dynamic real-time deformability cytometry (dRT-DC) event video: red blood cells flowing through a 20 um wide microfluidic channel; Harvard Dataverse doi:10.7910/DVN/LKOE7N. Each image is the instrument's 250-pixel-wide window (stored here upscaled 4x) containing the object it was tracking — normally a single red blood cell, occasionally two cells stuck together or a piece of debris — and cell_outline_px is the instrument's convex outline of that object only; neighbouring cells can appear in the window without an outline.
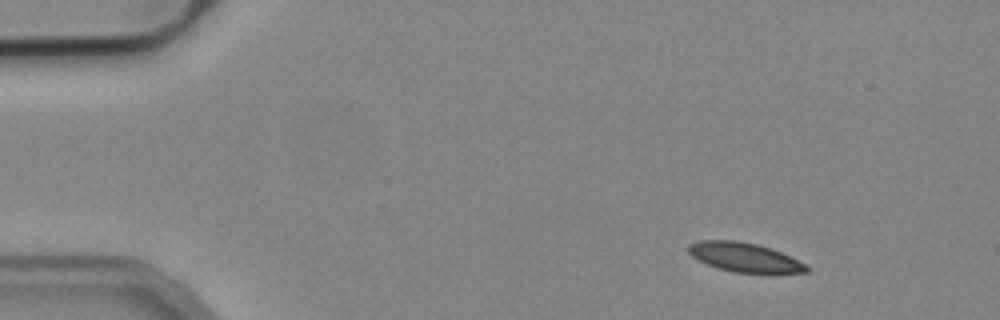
{"species": "common noctule bat (a hibernating species)", "species_latin": "Nyctalus noctula", "temperature_condition": "cold", "stored_images_in_passage": 53, "camera_frame_rate_fps": 3000, "um_per_image_px": 0.085, "animal": {"sex": "male", "body_mass_g": 19.2, "forearm_length_mm": 51.8}, "frame": {"image": 1, "passage_image": 6, "time_ms": 1.667, "image_size_px": [1000, 320], "cell_outline_px": [[812, 268], [808, 272], [732, 272], [708, 264], [692, 256], [688, 252], [688, 244], [700, 240], [736, 240], [756, 244], [772, 248]], "centroid_in_image_um": [63.25, 21.85], "position_along_channel_um": 21.8, "area_um2": 19.65}}
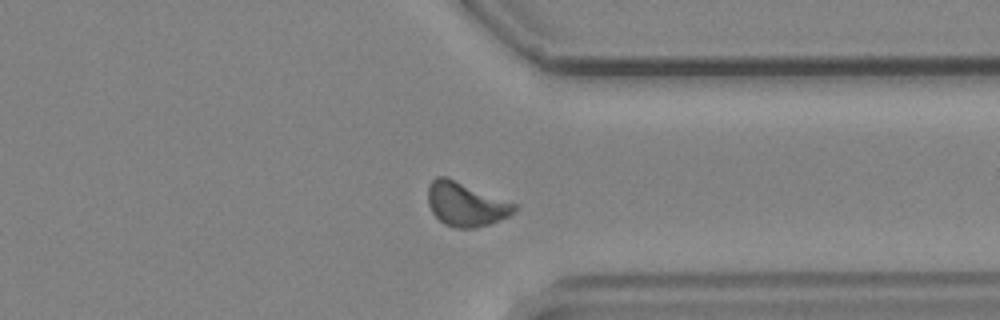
{"frame": {"image": 2, "passage_image": 41, "time_ms": 13.333, "image_size_px": [1000, 320], "cell_outline_px": [[516, 208], [508, 216], [488, 224], [476, 228], [456, 228], [444, 224], [432, 212], [428, 204], [428, 188], [432, 180], [436, 176], [444, 176], [516, 204]], "centroid_in_image_um": [39.55, 17.37], "position_along_channel_um": 371.9, "area_um2": 21.62}}
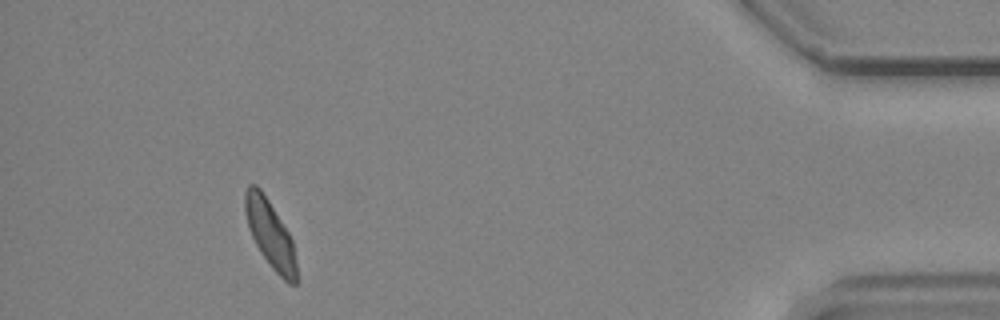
{"frame": {"image": 3, "passage_image": 49, "time_ms": 16.0, "image_size_px": [1000, 320], "cell_outline_px": [[296, 284], [288, 284], [272, 268], [260, 252], [252, 236], [244, 212], [244, 192], [248, 184], [256, 184], [260, 188], [268, 200], [288, 232], [292, 240], [296, 264]], "centroid_in_image_um": [22.94, 19.87], "position_along_channel_um": 412.3, "area_um2": 19.94}, "authors_computed_cell_mechanics": {"area_um2": 21.097, "velocity_mm_per_s": 3.7829, "shape_relaxation_time_tau1_ms": 4.7956, "shape_relaxation_time_tau2_ms": 3.7812, "deformation_change_tau1": 0.1138, "deformation_change_tau2": 0.0794}}